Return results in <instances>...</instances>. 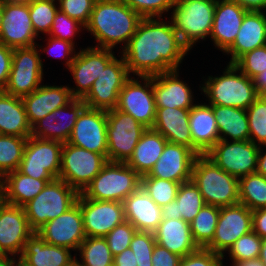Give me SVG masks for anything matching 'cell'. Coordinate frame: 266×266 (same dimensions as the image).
<instances>
[{"mask_svg": "<svg viewBox=\"0 0 266 266\" xmlns=\"http://www.w3.org/2000/svg\"><path fill=\"white\" fill-rule=\"evenodd\" d=\"M220 207L205 204L190 223L193 239L199 248H205L213 239Z\"/></svg>", "mask_w": 266, "mask_h": 266, "instance_id": "f35d334b", "label": "cell"}, {"mask_svg": "<svg viewBox=\"0 0 266 266\" xmlns=\"http://www.w3.org/2000/svg\"><path fill=\"white\" fill-rule=\"evenodd\" d=\"M38 37L33 29L29 4H6L0 28V44L10 48L37 45Z\"/></svg>", "mask_w": 266, "mask_h": 266, "instance_id": "7402d4cb", "label": "cell"}, {"mask_svg": "<svg viewBox=\"0 0 266 266\" xmlns=\"http://www.w3.org/2000/svg\"><path fill=\"white\" fill-rule=\"evenodd\" d=\"M70 266H80L77 261H75L74 263H72Z\"/></svg>", "mask_w": 266, "mask_h": 266, "instance_id": "8c879c8a", "label": "cell"}, {"mask_svg": "<svg viewBox=\"0 0 266 266\" xmlns=\"http://www.w3.org/2000/svg\"><path fill=\"white\" fill-rule=\"evenodd\" d=\"M36 233L47 244L78 250L86 238L79 203L76 202L66 212L48 221Z\"/></svg>", "mask_w": 266, "mask_h": 266, "instance_id": "ffe728a7", "label": "cell"}, {"mask_svg": "<svg viewBox=\"0 0 266 266\" xmlns=\"http://www.w3.org/2000/svg\"><path fill=\"white\" fill-rule=\"evenodd\" d=\"M78 196L79 193L62 179L48 182L36 197L23 206L30 228L36 232L70 209Z\"/></svg>", "mask_w": 266, "mask_h": 266, "instance_id": "52a82bcc", "label": "cell"}, {"mask_svg": "<svg viewBox=\"0 0 266 266\" xmlns=\"http://www.w3.org/2000/svg\"><path fill=\"white\" fill-rule=\"evenodd\" d=\"M17 266H29L28 264H26L22 259H20L19 257L17 258Z\"/></svg>", "mask_w": 266, "mask_h": 266, "instance_id": "2644e50d", "label": "cell"}, {"mask_svg": "<svg viewBox=\"0 0 266 266\" xmlns=\"http://www.w3.org/2000/svg\"><path fill=\"white\" fill-rule=\"evenodd\" d=\"M136 231L137 229L130 222L124 221L104 237L113 256L129 248Z\"/></svg>", "mask_w": 266, "mask_h": 266, "instance_id": "681fc988", "label": "cell"}, {"mask_svg": "<svg viewBox=\"0 0 266 266\" xmlns=\"http://www.w3.org/2000/svg\"><path fill=\"white\" fill-rule=\"evenodd\" d=\"M0 266H17L16 257L0 255Z\"/></svg>", "mask_w": 266, "mask_h": 266, "instance_id": "e7e4bbea", "label": "cell"}, {"mask_svg": "<svg viewBox=\"0 0 266 266\" xmlns=\"http://www.w3.org/2000/svg\"><path fill=\"white\" fill-rule=\"evenodd\" d=\"M74 98L68 86L40 85L34 92L23 96L28 122L32 127L52 111L64 107Z\"/></svg>", "mask_w": 266, "mask_h": 266, "instance_id": "d4e9b609", "label": "cell"}, {"mask_svg": "<svg viewBox=\"0 0 266 266\" xmlns=\"http://www.w3.org/2000/svg\"><path fill=\"white\" fill-rule=\"evenodd\" d=\"M189 110L156 107V116L152 128L161 133L168 142L184 145L192 149Z\"/></svg>", "mask_w": 266, "mask_h": 266, "instance_id": "1f68e13d", "label": "cell"}, {"mask_svg": "<svg viewBox=\"0 0 266 266\" xmlns=\"http://www.w3.org/2000/svg\"><path fill=\"white\" fill-rule=\"evenodd\" d=\"M80 266H113L114 256L104 237H86L80 244Z\"/></svg>", "mask_w": 266, "mask_h": 266, "instance_id": "ab89813d", "label": "cell"}, {"mask_svg": "<svg viewBox=\"0 0 266 266\" xmlns=\"http://www.w3.org/2000/svg\"><path fill=\"white\" fill-rule=\"evenodd\" d=\"M84 232L86 237H105L125 221L123 202L93 200L79 194Z\"/></svg>", "mask_w": 266, "mask_h": 266, "instance_id": "e0dca14e", "label": "cell"}, {"mask_svg": "<svg viewBox=\"0 0 266 266\" xmlns=\"http://www.w3.org/2000/svg\"><path fill=\"white\" fill-rule=\"evenodd\" d=\"M252 229V211L241 203L220 207V214L212 241L205 247L224 258L236 240Z\"/></svg>", "mask_w": 266, "mask_h": 266, "instance_id": "9a60e30c", "label": "cell"}, {"mask_svg": "<svg viewBox=\"0 0 266 266\" xmlns=\"http://www.w3.org/2000/svg\"><path fill=\"white\" fill-rule=\"evenodd\" d=\"M232 266H265V264L261 261L260 258H256V259L241 261V262L235 263Z\"/></svg>", "mask_w": 266, "mask_h": 266, "instance_id": "be15d7a7", "label": "cell"}, {"mask_svg": "<svg viewBox=\"0 0 266 266\" xmlns=\"http://www.w3.org/2000/svg\"><path fill=\"white\" fill-rule=\"evenodd\" d=\"M259 258L261 259V261L266 266V238L262 239V244H261V250H260Z\"/></svg>", "mask_w": 266, "mask_h": 266, "instance_id": "03108f58", "label": "cell"}, {"mask_svg": "<svg viewBox=\"0 0 266 266\" xmlns=\"http://www.w3.org/2000/svg\"><path fill=\"white\" fill-rule=\"evenodd\" d=\"M249 140L266 145V102L258 97L247 109ZM259 143V144H258Z\"/></svg>", "mask_w": 266, "mask_h": 266, "instance_id": "ee69618b", "label": "cell"}, {"mask_svg": "<svg viewBox=\"0 0 266 266\" xmlns=\"http://www.w3.org/2000/svg\"><path fill=\"white\" fill-rule=\"evenodd\" d=\"M3 12H4V4H2L0 2V28H1V24H2Z\"/></svg>", "mask_w": 266, "mask_h": 266, "instance_id": "a7ac6f4b", "label": "cell"}, {"mask_svg": "<svg viewBox=\"0 0 266 266\" xmlns=\"http://www.w3.org/2000/svg\"><path fill=\"white\" fill-rule=\"evenodd\" d=\"M220 140L246 141L249 140L248 117L245 109L222 105H211Z\"/></svg>", "mask_w": 266, "mask_h": 266, "instance_id": "8d00e7d4", "label": "cell"}, {"mask_svg": "<svg viewBox=\"0 0 266 266\" xmlns=\"http://www.w3.org/2000/svg\"><path fill=\"white\" fill-rule=\"evenodd\" d=\"M252 229L261 238H266V208L252 211Z\"/></svg>", "mask_w": 266, "mask_h": 266, "instance_id": "6f0895ef", "label": "cell"}, {"mask_svg": "<svg viewBox=\"0 0 266 266\" xmlns=\"http://www.w3.org/2000/svg\"><path fill=\"white\" fill-rule=\"evenodd\" d=\"M239 203L251 211L266 208V177L254 172L239 178Z\"/></svg>", "mask_w": 266, "mask_h": 266, "instance_id": "74e56055", "label": "cell"}, {"mask_svg": "<svg viewBox=\"0 0 266 266\" xmlns=\"http://www.w3.org/2000/svg\"><path fill=\"white\" fill-rule=\"evenodd\" d=\"M59 10L86 26L96 0H58Z\"/></svg>", "mask_w": 266, "mask_h": 266, "instance_id": "816d5d0a", "label": "cell"}, {"mask_svg": "<svg viewBox=\"0 0 266 266\" xmlns=\"http://www.w3.org/2000/svg\"><path fill=\"white\" fill-rule=\"evenodd\" d=\"M63 143L30 136L18 171L35 179L59 178Z\"/></svg>", "mask_w": 266, "mask_h": 266, "instance_id": "9c48e42d", "label": "cell"}, {"mask_svg": "<svg viewBox=\"0 0 266 266\" xmlns=\"http://www.w3.org/2000/svg\"><path fill=\"white\" fill-rule=\"evenodd\" d=\"M70 252L69 248L47 244L34 232L19 258L29 266H70L76 261Z\"/></svg>", "mask_w": 266, "mask_h": 266, "instance_id": "4dcf8cb0", "label": "cell"}, {"mask_svg": "<svg viewBox=\"0 0 266 266\" xmlns=\"http://www.w3.org/2000/svg\"><path fill=\"white\" fill-rule=\"evenodd\" d=\"M52 180L35 179L18 170L10 172L0 180V198L6 203L23 207Z\"/></svg>", "mask_w": 266, "mask_h": 266, "instance_id": "d6a6232c", "label": "cell"}, {"mask_svg": "<svg viewBox=\"0 0 266 266\" xmlns=\"http://www.w3.org/2000/svg\"><path fill=\"white\" fill-rule=\"evenodd\" d=\"M253 82L256 88L257 93L259 94L266 87V71L257 74L253 78Z\"/></svg>", "mask_w": 266, "mask_h": 266, "instance_id": "6125c7cd", "label": "cell"}, {"mask_svg": "<svg viewBox=\"0 0 266 266\" xmlns=\"http://www.w3.org/2000/svg\"><path fill=\"white\" fill-rule=\"evenodd\" d=\"M115 58L112 49L87 47L76 53L68 71L71 72L76 89L69 87L74 99H83L94 81Z\"/></svg>", "mask_w": 266, "mask_h": 266, "instance_id": "2e32d148", "label": "cell"}, {"mask_svg": "<svg viewBox=\"0 0 266 266\" xmlns=\"http://www.w3.org/2000/svg\"><path fill=\"white\" fill-rule=\"evenodd\" d=\"M28 138L0 135V180L18 170Z\"/></svg>", "mask_w": 266, "mask_h": 266, "instance_id": "60d3db41", "label": "cell"}, {"mask_svg": "<svg viewBox=\"0 0 266 266\" xmlns=\"http://www.w3.org/2000/svg\"><path fill=\"white\" fill-rule=\"evenodd\" d=\"M113 266H137L133 251L127 248L122 253L115 255Z\"/></svg>", "mask_w": 266, "mask_h": 266, "instance_id": "680465c9", "label": "cell"}, {"mask_svg": "<svg viewBox=\"0 0 266 266\" xmlns=\"http://www.w3.org/2000/svg\"><path fill=\"white\" fill-rule=\"evenodd\" d=\"M264 146L266 147V145H263V146H260L259 148L256 172L266 177V151L264 152L262 148Z\"/></svg>", "mask_w": 266, "mask_h": 266, "instance_id": "94428289", "label": "cell"}, {"mask_svg": "<svg viewBox=\"0 0 266 266\" xmlns=\"http://www.w3.org/2000/svg\"><path fill=\"white\" fill-rule=\"evenodd\" d=\"M85 107L86 104L82 99H73L66 106L58 108L38 120L31 127L30 136L67 143L77 118Z\"/></svg>", "mask_w": 266, "mask_h": 266, "instance_id": "44dd1931", "label": "cell"}, {"mask_svg": "<svg viewBox=\"0 0 266 266\" xmlns=\"http://www.w3.org/2000/svg\"><path fill=\"white\" fill-rule=\"evenodd\" d=\"M13 48L0 44V91H4L12 67Z\"/></svg>", "mask_w": 266, "mask_h": 266, "instance_id": "9f6ffc18", "label": "cell"}, {"mask_svg": "<svg viewBox=\"0 0 266 266\" xmlns=\"http://www.w3.org/2000/svg\"><path fill=\"white\" fill-rule=\"evenodd\" d=\"M197 156L187 146L167 142L161 156L146 175L180 184L191 181L192 168Z\"/></svg>", "mask_w": 266, "mask_h": 266, "instance_id": "603a6c76", "label": "cell"}, {"mask_svg": "<svg viewBox=\"0 0 266 266\" xmlns=\"http://www.w3.org/2000/svg\"><path fill=\"white\" fill-rule=\"evenodd\" d=\"M180 183L155 177L141 176V188L160 207L174 201Z\"/></svg>", "mask_w": 266, "mask_h": 266, "instance_id": "b9f144b4", "label": "cell"}, {"mask_svg": "<svg viewBox=\"0 0 266 266\" xmlns=\"http://www.w3.org/2000/svg\"><path fill=\"white\" fill-rule=\"evenodd\" d=\"M199 188L191 180L181 183L174 201L161 207L163 219H182L191 223L205 205Z\"/></svg>", "mask_w": 266, "mask_h": 266, "instance_id": "e575fe53", "label": "cell"}, {"mask_svg": "<svg viewBox=\"0 0 266 266\" xmlns=\"http://www.w3.org/2000/svg\"><path fill=\"white\" fill-rule=\"evenodd\" d=\"M37 46L13 49L12 67L4 92L22 98L40 86L43 63Z\"/></svg>", "mask_w": 266, "mask_h": 266, "instance_id": "8fae6325", "label": "cell"}, {"mask_svg": "<svg viewBox=\"0 0 266 266\" xmlns=\"http://www.w3.org/2000/svg\"><path fill=\"white\" fill-rule=\"evenodd\" d=\"M217 0H175L171 22L189 50L210 37Z\"/></svg>", "mask_w": 266, "mask_h": 266, "instance_id": "8992f818", "label": "cell"}, {"mask_svg": "<svg viewBox=\"0 0 266 266\" xmlns=\"http://www.w3.org/2000/svg\"><path fill=\"white\" fill-rule=\"evenodd\" d=\"M265 11H248L241 23L233 44L224 52L231 55L229 64H234L242 55L266 45Z\"/></svg>", "mask_w": 266, "mask_h": 266, "instance_id": "4316f807", "label": "cell"}, {"mask_svg": "<svg viewBox=\"0 0 266 266\" xmlns=\"http://www.w3.org/2000/svg\"><path fill=\"white\" fill-rule=\"evenodd\" d=\"M146 129V127L137 122L131 115L123 113L116 108L108 110V161L127 162Z\"/></svg>", "mask_w": 266, "mask_h": 266, "instance_id": "30bf717a", "label": "cell"}, {"mask_svg": "<svg viewBox=\"0 0 266 266\" xmlns=\"http://www.w3.org/2000/svg\"><path fill=\"white\" fill-rule=\"evenodd\" d=\"M259 97L266 102V87L259 93Z\"/></svg>", "mask_w": 266, "mask_h": 266, "instance_id": "89a4df30", "label": "cell"}, {"mask_svg": "<svg viewBox=\"0 0 266 266\" xmlns=\"http://www.w3.org/2000/svg\"><path fill=\"white\" fill-rule=\"evenodd\" d=\"M56 0H32L29 3L30 18L35 34L47 33L49 35L56 13Z\"/></svg>", "mask_w": 266, "mask_h": 266, "instance_id": "7bdbcfd3", "label": "cell"}, {"mask_svg": "<svg viewBox=\"0 0 266 266\" xmlns=\"http://www.w3.org/2000/svg\"><path fill=\"white\" fill-rule=\"evenodd\" d=\"M259 148L251 140H219L205 155L225 172L239 179L256 172Z\"/></svg>", "mask_w": 266, "mask_h": 266, "instance_id": "7c38bea8", "label": "cell"}, {"mask_svg": "<svg viewBox=\"0 0 266 266\" xmlns=\"http://www.w3.org/2000/svg\"><path fill=\"white\" fill-rule=\"evenodd\" d=\"M153 234L157 244L181 257L199 249L193 239L190 224L182 219H162Z\"/></svg>", "mask_w": 266, "mask_h": 266, "instance_id": "f546056e", "label": "cell"}, {"mask_svg": "<svg viewBox=\"0 0 266 266\" xmlns=\"http://www.w3.org/2000/svg\"><path fill=\"white\" fill-rule=\"evenodd\" d=\"M248 11H266V0H234Z\"/></svg>", "mask_w": 266, "mask_h": 266, "instance_id": "91938a15", "label": "cell"}, {"mask_svg": "<svg viewBox=\"0 0 266 266\" xmlns=\"http://www.w3.org/2000/svg\"><path fill=\"white\" fill-rule=\"evenodd\" d=\"M32 0H0L4 5L6 4H29Z\"/></svg>", "mask_w": 266, "mask_h": 266, "instance_id": "003e7915", "label": "cell"}, {"mask_svg": "<svg viewBox=\"0 0 266 266\" xmlns=\"http://www.w3.org/2000/svg\"><path fill=\"white\" fill-rule=\"evenodd\" d=\"M204 80L200 88L209 99V105L246 110L259 97L253 79L243 74L234 64H228L223 75L208 76Z\"/></svg>", "mask_w": 266, "mask_h": 266, "instance_id": "277c9868", "label": "cell"}, {"mask_svg": "<svg viewBox=\"0 0 266 266\" xmlns=\"http://www.w3.org/2000/svg\"><path fill=\"white\" fill-rule=\"evenodd\" d=\"M191 180L206 204L225 207L239 203V179L218 167L206 155H198Z\"/></svg>", "mask_w": 266, "mask_h": 266, "instance_id": "3957f363", "label": "cell"}, {"mask_svg": "<svg viewBox=\"0 0 266 266\" xmlns=\"http://www.w3.org/2000/svg\"><path fill=\"white\" fill-rule=\"evenodd\" d=\"M179 71L172 70L153 76V93L156 107L191 109L195 104L193 92L180 80Z\"/></svg>", "mask_w": 266, "mask_h": 266, "instance_id": "484cf974", "label": "cell"}, {"mask_svg": "<svg viewBox=\"0 0 266 266\" xmlns=\"http://www.w3.org/2000/svg\"><path fill=\"white\" fill-rule=\"evenodd\" d=\"M182 257L165 247L155 244L152 254V266H179Z\"/></svg>", "mask_w": 266, "mask_h": 266, "instance_id": "11a10c76", "label": "cell"}, {"mask_svg": "<svg viewBox=\"0 0 266 266\" xmlns=\"http://www.w3.org/2000/svg\"><path fill=\"white\" fill-rule=\"evenodd\" d=\"M234 65L250 79L266 71V45L245 53Z\"/></svg>", "mask_w": 266, "mask_h": 266, "instance_id": "7dc6e473", "label": "cell"}, {"mask_svg": "<svg viewBox=\"0 0 266 266\" xmlns=\"http://www.w3.org/2000/svg\"><path fill=\"white\" fill-rule=\"evenodd\" d=\"M161 17L143 18L122 50L129 74L153 77L164 72L179 70L190 51L182 42L172 22Z\"/></svg>", "mask_w": 266, "mask_h": 266, "instance_id": "6da1fadb", "label": "cell"}, {"mask_svg": "<svg viewBox=\"0 0 266 266\" xmlns=\"http://www.w3.org/2000/svg\"><path fill=\"white\" fill-rule=\"evenodd\" d=\"M107 162L108 159L102 154L63 143L59 179L80 194Z\"/></svg>", "mask_w": 266, "mask_h": 266, "instance_id": "ba28073f", "label": "cell"}, {"mask_svg": "<svg viewBox=\"0 0 266 266\" xmlns=\"http://www.w3.org/2000/svg\"><path fill=\"white\" fill-rule=\"evenodd\" d=\"M192 150L205 155L219 140V130L211 105L195 104L189 110Z\"/></svg>", "mask_w": 266, "mask_h": 266, "instance_id": "83f0119b", "label": "cell"}, {"mask_svg": "<svg viewBox=\"0 0 266 266\" xmlns=\"http://www.w3.org/2000/svg\"><path fill=\"white\" fill-rule=\"evenodd\" d=\"M247 12L234 0H217L210 33L217 49L225 52L233 44Z\"/></svg>", "mask_w": 266, "mask_h": 266, "instance_id": "cb8c5ba5", "label": "cell"}, {"mask_svg": "<svg viewBox=\"0 0 266 266\" xmlns=\"http://www.w3.org/2000/svg\"><path fill=\"white\" fill-rule=\"evenodd\" d=\"M142 18L162 17L174 7L175 0H122Z\"/></svg>", "mask_w": 266, "mask_h": 266, "instance_id": "f907efd6", "label": "cell"}, {"mask_svg": "<svg viewBox=\"0 0 266 266\" xmlns=\"http://www.w3.org/2000/svg\"><path fill=\"white\" fill-rule=\"evenodd\" d=\"M262 239L252 230L241 236L227 250L233 265L235 263L259 258Z\"/></svg>", "mask_w": 266, "mask_h": 266, "instance_id": "f6af8a7d", "label": "cell"}, {"mask_svg": "<svg viewBox=\"0 0 266 266\" xmlns=\"http://www.w3.org/2000/svg\"><path fill=\"white\" fill-rule=\"evenodd\" d=\"M68 143L107 158V111L85 107L77 118Z\"/></svg>", "mask_w": 266, "mask_h": 266, "instance_id": "d6986e66", "label": "cell"}, {"mask_svg": "<svg viewBox=\"0 0 266 266\" xmlns=\"http://www.w3.org/2000/svg\"><path fill=\"white\" fill-rule=\"evenodd\" d=\"M141 186V176L126 162L108 161L80 193L84 198L123 202Z\"/></svg>", "mask_w": 266, "mask_h": 266, "instance_id": "5b68a950", "label": "cell"}, {"mask_svg": "<svg viewBox=\"0 0 266 266\" xmlns=\"http://www.w3.org/2000/svg\"><path fill=\"white\" fill-rule=\"evenodd\" d=\"M141 82L130 77L119 93L116 109L131 115L137 122L146 128H152L156 105L153 93V77H139Z\"/></svg>", "mask_w": 266, "mask_h": 266, "instance_id": "5bb4252c", "label": "cell"}, {"mask_svg": "<svg viewBox=\"0 0 266 266\" xmlns=\"http://www.w3.org/2000/svg\"><path fill=\"white\" fill-rule=\"evenodd\" d=\"M33 234L24 208L0 198V255L21 256L26 241Z\"/></svg>", "mask_w": 266, "mask_h": 266, "instance_id": "ac0fdd59", "label": "cell"}, {"mask_svg": "<svg viewBox=\"0 0 266 266\" xmlns=\"http://www.w3.org/2000/svg\"><path fill=\"white\" fill-rule=\"evenodd\" d=\"M156 244L152 232L136 231L129 248L135 255L137 266H152V254Z\"/></svg>", "mask_w": 266, "mask_h": 266, "instance_id": "bcb514c9", "label": "cell"}, {"mask_svg": "<svg viewBox=\"0 0 266 266\" xmlns=\"http://www.w3.org/2000/svg\"><path fill=\"white\" fill-rule=\"evenodd\" d=\"M125 221L130 222L137 231L154 232L162 221V209L140 187L124 201Z\"/></svg>", "mask_w": 266, "mask_h": 266, "instance_id": "f1b7e54d", "label": "cell"}, {"mask_svg": "<svg viewBox=\"0 0 266 266\" xmlns=\"http://www.w3.org/2000/svg\"><path fill=\"white\" fill-rule=\"evenodd\" d=\"M0 135L29 138L31 126L21 97L0 91Z\"/></svg>", "mask_w": 266, "mask_h": 266, "instance_id": "836d02e7", "label": "cell"}, {"mask_svg": "<svg viewBox=\"0 0 266 266\" xmlns=\"http://www.w3.org/2000/svg\"><path fill=\"white\" fill-rule=\"evenodd\" d=\"M142 19L122 0H96L85 29L97 40L95 47L113 49L123 43V50Z\"/></svg>", "mask_w": 266, "mask_h": 266, "instance_id": "7a4b0ae2", "label": "cell"}, {"mask_svg": "<svg viewBox=\"0 0 266 266\" xmlns=\"http://www.w3.org/2000/svg\"><path fill=\"white\" fill-rule=\"evenodd\" d=\"M167 139L153 128H147L126 164L140 176L146 175L161 156Z\"/></svg>", "mask_w": 266, "mask_h": 266, "instance_id": "d590c367", "label": "cell"}, {"mask_svg": "<svg viewBox=\"0 0 266 266\" xmlns=\"http://www.w3.org/2000/svg\"><path fill=\"white\" fill-rule=\"evenodd\" d=\"M47 40H48V44H47V46H45L46 48L42 49V52L45 51V52L49 53L51 56H56V57L58 56L62 59L66 58L67 61H66L65 65H66V67L69 68L70 64L73 62L74 57L76 55L75 54L76 51H74L75 46L68 41L53 38L51 36ZM56 51H58V52H56ZM51 53H53V54H51ZM68 56H71V57L68 58Z\"/></svg>", "mask_w": 266, "mask_h": 266, "instance_id": "db71d44e", "label": "cell"}, {"mask_svg": "<svg viewBox=\"0 0 266 266\" xmlns=\"http://www.w3.org/2000/svg\"><path fill=\"white\" fill-rule=\"evenodd\" d=\"M129 78L130 74L123 56L120 60L115 57L97 77L82 100L88 108L105 111L115 109L119 93Z\"/></svg>", "mask_w": 266, "mask_h": 266, "instance_id": "4fadbf2b", "label": "cell"}, {"mask_svg": "<svg viewBox=\"0 0 266 266\" xmlns=\"http://www.w3.org/2000/svg\"><path fill=\"white\" fill-rule=\"evenodd\" d=\"M82 28L83 30L85 29L83 24L58 10L50 29L49 36L68 41L74 45L73 37L79 32V30L81 31Z\"/></svg>", "mask_w": 266, "mask_h": 266, "instance_id": "c3c4849f", "label": "cell"}, {"mask_svg": "<svg viewBox=\"0 0 266 266\" xmlns=\"http://www.w3.org/2000/svg\"><path fill=\"white\" fill-rule=\"evenodd\" d=\"M179 266H223V258L211 250L199 248L182 257Z\"/></svg>", "mask_w": 266, "mask_h": 266, "instance_id": "f5cc1de1", "label": "cell"}]
</instances>
